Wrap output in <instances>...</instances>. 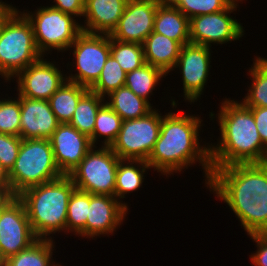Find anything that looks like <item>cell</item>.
Returning a JSON list of instances; mask_svg holds the SVG:
<instances>
[{"instance_id": "6da1fadb", "label": "cell", "mask_w": 267, "mask_h": 266, "mask_svg": "<svg viewBox=\"0 0 267 266\" xmlns=\"http://www.w3.org/2000/svg\"><path fill=\"white\" fill-rule=\"evenodd\" d=\"M207 188L231 208L247 234L267 233V165L212 168Z\"/></svg>"}, {"instance_id": "7a4b0ae2", "label": "cell", "mask_w": 267, "mask_h": 266, "mask_svg": "<svg viewBox=\"0 0 267 266\" xmlns=\"http://www.w3.org/2000/svg\"><path fill=\"white\" fill-rule=\"evenodd\" d=\"M201 122L199 116L183 113L163 115L158 140L146 161L150 167L163 175H171L199 160L205 173V184H208L212 173L210 147L200 145Z\"/></svg>"}, {"instance_id": "3957f363", "label": "cell", "mask_w": 267, "mask_h": 266, "mask_svg": "<svg viewBox=\"0 0 267 266\" xmlns=\"http://www.w3.org/2000/svg\"><path fill=\"white\" fill-rule=\"evenodd\" d=\"M220 138L210 145L212 168L232 164L265 163L267 147L262 143L252 111L241 101L222 102L218 113Z\"/></svg>"}, {"instance_id": "277c9868", "label": "cell", "mask_w": 267, "mask_h": 266, "mask_svg": "<svg viewBox=\"0 0 267 266\" xmlns=\"http://www.w3.org/2000/svg\"><path fill=\"white\" fill-rule=\"evenodd\" d=\"M69 175L30 187L17 197L24 203L31 228L39 239H52L50 234L66 232L68 201L75 189ZM50 236V237H47Z\"/></svg>"}, {"instance_id": "5b68a950", "label": "cell", "mask_w": 267, "mask_h": 266, "mask_svg": "<svg viewBox=\"0 0 267 266\" xmlns=\"http://www.w3.org/2000/svg\"><path fill=\"white\" fill-rule=\"evenodd\" d=\"M42 57L31 22L16 8L0 28V75L9 81Z\"/></svg>"}, {"instance_id": "8992f818", "label": "cell", "mask_w": 267, "mask_h": 266, "mask_svg": "<svg viewBox=\"0 0 267 266\" xmlns=\"http://www.w3.org/2000/svg\"><path fill=\"white\" fill-rule=\"evenodd\" d=\"M62 175L49 139H22L17 159L9 172L10 188L15 196Z\"/></svg>"}, {"instance_id": "52a82bcc", "label": "cell", "mask_w": 267, "mask_h": 266, "mask_svg": "<svg viewBox=\"0 0 267 266\" xmlns=\"http://www.w3.org/2000/svg\"><path fill=\"white\" fill-rule=\"evenodd\" d=\"M34 12L35 15L22 13L32 24L36 46L43 56L53 48L57 51L69 50L82 32L81 24L73 15L49 6L37 8Z\"/></svg>"}, {"instance_id": "ba28073f", "label": "cell", "mask_w": 267, "mask_h": 266, "mask_svg": "<svg viewBox=\"0 0 267 266\" xmlns=\"http://www.w3.org/2000/svg\"><path fill=\"white\" fill-rule=\"evenodd\" d=\"M94 146L69 174L76 189L95 195L114 196L118 163L121 160L110 148Z\"/></svg>"}, {"instance_id": "9c48e42d", "label": "cell", "mask_w": 267, "mask_h": 266, "mask_svg": "<svg viewBox=\"0 0 267 266\" xmlns=\"http://www.w3.org/2000/svg\"><path fill=\"white\" fill-rule=\"evenodd\" d=\"M162 116L157 110L138 119L124 120L110 148L120 159L147 161L158 140Z\"/></svg>"}, {"instance_id": "30bf717a", "label": "cell", "mask_w": 267, "mask_h": 266, "mask_svg": "<svg viewBox=\"0 0 267 266\" xmlns=\"http://www.w3.org/2000/svg\"><path fill=\"white\" fill-rule=\"evenodd\" d=\"M76 61L77 73L71 74L68 81L90 88L99 78L110 56V36L82 31L70 45Z\"/></svg>"}, {"instance_id": "8fae6325", "label": "cell", "mask_w": 267, "mask_h": 266, "mask_svg": "<svg viewBox=\"0 0 267 266\" xmlns=\"http://www.w3.org/2000/svg\"><path fill=\"white\" fill-rule=\"evenodd\" d=\"M237 6L231 2L222 11L189 19L190 43L211 47V43L224 44L243 37V26L230 16Z\"/></svg>"}, {"instance_id": "7c38bea8", "label": "cell", "mask_w": 267, "mask_h": 266, "mask_svg": "<svg viewBox=\"0 0 267 266\" xmlns=\"http://www.w3.org/2000/svg\"><path fill=\"white\" fill-rule=\"evenodd\" d=\"M37 239L25 205L16 196L0 215V262L28 248Z\"/></svg>"}, {"instance_id": "4fadbf2b", "label": "cell", "mask_w": 267, "mask_h": 266, "mask_svg": "<svg viewBox=\"0 0 267 266\" xmlns=\"http://www.w3.org/2000/svg\"><path fill=\"white\" fill-rule=\"evenodd\" d=\"M163 0H128L110 38L141 44L153 32L157 6Z\"/></svg>"}, {"instance_id": "5bb4252c", "label": "cell", "mask_w": 267, "mask_h": 266, "mask_svg": "<svg viewBox=\"0 0 267 266\" xmlns=\"http://www.w3.org/2000/svg\"><path fill=\"white\" fill-rule=\"evenodd\" d=\"M210 47L188 43L182 46L178 60L174 66L181 70L183 90L190 103L200 98L207 82L210 69Z\"/></svg>"}, {"instance_id": "9a60e30c", "label": "cell", "mask_w": 267, "mask_h": 266, "mask_svg": "<svg viewBox=\"0 0 267 266\" xmlns=\"http://www.w3.org/2000/svg\"><path fill=\"white\" fill-rule=\"evenodd\" d=\"M39 59L18 72V95L29 99L48 100L67 80L54 63Z\"/></svg>"}, {"instance_id": "2e32d148", "label": "cell", "mask_w": 267, "mask_h": 266, "mask_svg": "<svg viewBox=\"0 0 267 266\" xmlns=\"http://www.w3.org/2000/svg\"><path fill=\"white\" fill-rule=\"evenodd\" d=\"M49 140L55 162L63 175H69L93 147L90 138L69 123L59 124Z\"/></svg>"}, {"instance_id": "e0dca14e", "label": "cell", "mask_w": 267, "mask_h": 266, "mask_svg": "<svg viewBox=\"0 0 267 266\" xmlns=\"http://www.w3.org/2000/svg\"><path fill=\"white\" fill-rule=\"evenodd\" d=\"M128 206L115 196L90 194V206L86 222V238L112 234L121 225Z\"/></svg>"}, {"instance_id": "ac0fdd59", "label": "cell", "mask_w": 267, "mask_h": 266, "mask_svg": "<svg viewBox=\"0 0 267 266\" xmlns=\"http://www.w3.org/2000/svg\"><path fill=\"white\" fill-rule=\"evenodd\" d=\"M21 106L20 137L50 139L60 124L48 100L29 99L18 95Z\"/></svg>"}, {"instance_id": "d6986e66", "label": "cell", "mask_w": 267, "mask_h": 266, "mask_svg": "<svg viewBox=\"0 0 267 266\" xmlns=\"http://www.w3.org/2000/svg\"><path fill=\"white\" fill-rule=\"evenodd\" d=\"M128 0H85L82 31L110 35L123 15Z\"/></svg>"}, {"instance_id": "ffe728a7", "label": "cell", "mask_w": 267, "mask_h": 266, "mask_svg": "<svg viewBox=\"0 0 267 266\" xmlns=\"http://www.w3.org/2000/svg\"><path fill=\"white\" fill-rule=\"evenodd\" d=\"M145 63L160 68L165 74L174 70L182 45L162 34L151 32L142 43Z\"/></svg>"}, {"instance_id": "44dd1931", "label": "cell", "mask_w": 267, "mask_h": 266, "mask_svg": "<svg viewBox=\"0 0 267 266\" xmlns=\"http://www.w3.org/2000/svg\"><path fill=\"white\" fill-rule=\"evenodd\" d=\"M153 31L179 42L182 46L190 43L189 19L167 0L157 6Z\"/></svg>"}, {"instance_id": "7402d4cb", "label": "cell", "mask_w": 267, "mask_h": 266, "mask_svg": "<svg viewBox=\"0 0 267 266\" xmlns=\"http://www.w3.org/2000/svg\"><path fill=\"white\" fill-rule=\"evenodd\" d=\"M107 98H109V102L106 101L108 106L115 111L123 121L138 119L153 110V106H151L150 102L138 97L125 85L112 91Z\"/></svg>"}, {"instance_id": "603a6c76", "label": "cell", "mask_w": 267, "mask_h": 266, "mask_svg": "<svg viewBox=\"0 0 267 266\" xmlns=\"http://www.w3.org/2000/svg\"><path fill=\"white\" fill-rule=\"evenodd\" d=\"M89 88L66 80L62 86L48 99L50 108L58 122L70 123L79 99Z\"/></svg>"}, {"instance_id": "cb8c5ba5", "label": "cell", "mask_w": 267, "mask_h": 266, "mask_svg": "<svg viewBox=\"0 0 267 266\" xmlns=\"http://www.w3.org/2000/svg\"><path fill=\"white\" fill-rule=\"evenodd\" d=\"M150 168L145 160L121 159L118 163L115 179L114 196L116 199H119L120 202V199L125 198V194L139 189L144 182L146 169Z\"/></svg>"}, {"instance_id": "d4e9b609", "label": "cell", "mask_w": 267, "mask_h": 266, "mask_svg": "<svg viewBox=\"0 0 267 266\" xmlns=\"http://www.w3.org/2000/svg\"><path fill=\"white\" fill-rule=\"evenodd\" d=\"M53 244L52 239L38 238L28 248L9 257L3 263L5 266H61L51 262L52 251L55 247Z\"/></svg>"}, {"instance_id": "484cf974", "label": "cell", "mask_w": 267, "mask_h": 266, "mask_svg": "<svg viewBox=\"0 0 267 266\" xmlns=\"http://www.w3.org/2000/svg\"><path fill=\"white\" fill-rule=\"evenodd\" d=\"M104 100V97L99 96L97 93L91 90H88L79 99L69 124L74 126L80 133L90 137L94 131L98 110L104 104Z\"/></svg>"}, {"instance_id": "4316f807", "label": "cell", "mask_w": 267, "mask_h": 266, "mask_svg": "<svg viewBox=\"0 0 267 266\" xmlns=\"http://www.w3.org/2000/svg\"><path fill=\"white\" fill-rule=\"evenodd\" d=\"M166 74L160 69L150 64H143L140 68L126 73L125 86L133 91L138 97L148 100L149 95L155 89L160 79Z\"/></svg>"}, {"instance_id": "83f0119b", "label": "cell", "mask_w": 267, "mask_h": 266, "mask_svg": "<svg viewBox=\"0 0 267 266\" xmlns=\"http://www.w3.org/2000/svg\"><path fill=\"white\" fill-rule=\"evenodd\" d=\"M90 206V193L74 189L67 207L66 231L86 237V222Z\"/></svg>"}, {"instance_id": "f1b7e54d", "label": "cell", "mask_w": 267, "mask_h": 266, "mask_svg": "<svg viewBox=\"0 0 267 266\" xmlns=\"http://www.w3.org/2000/svg\"><path fill=\"white\" fill-rule=\"evenodd\" d=\"M122 122L121 117L104 102L98 110L93 134L89 137L91 144L96 148L97 139L103 136V146H111L118 136Z\"/></svg>"}, {"instance_id": "f546056e", "label": "cell", "mask_w": 267, "mask_h": 266, "mask_svg": "<svg viewBox=\"0 0 267 266\" xmlns=\"http://www.w3.org/2000/svg\"><path fill=\"white\" fill-rule=\"evenodd\" d=\"M249 69L252 84L241 102L246 107H267V59L256 57Z\"/></svg>"}, {"instance_id": "4dcf8cb0", "label": "cell", "mask_w": 267, "mask_h": 266, "mask_svg": "<svg viewBox=\"0 0 267 266\" xmlns=\"http://www.w3.org/2000/svg\"><path fill=\"white\" fill-rule=\"evenodd\" d=\"M110 55L126 73L145 64L143 46L138 43L121 42L110 38Z\"/></svg>"}, {"instance_id": "1f68e13d", "label": "cell", "mask_w": 267, "mask_h": 266, "mask_svg": "<svg viewBox=\"0 0 267 266\" xmlns=\"http://www.w3.org/2000/svg\"><path fill=\"white\" fill-rule=\"evenodd\" d=\"M126 72L120 67L117 60L111 55L107 59L98 80L89 88L105 98L112 91L125 85Z\"/></svg>"}, {"instance_id": "d6a6232c", "label": "cell", "mask_w": 267, "mask_h": 266, "mask_svg": "<svg viewBox=\"0 0 267 266\" xmlns=\"http://www.w3.org/2000/svg\"><path fill=\"white\" fill-rule=\"evenodd\" d=\"M174 8H178L188 19L204 14H212L224 10L231 0H167Z\"/></svg>"}, {"instance_id": "836d02e7", "label": "cell", "mask_w": 267, "mask_h": 266, "mask_svg": "<svg viewBox=\"0 0 267 266\" xmlns=\"http://www.w3.org/2000/svg\"><path fill=\"white\" fill-rule=\"evenodd\" d=\"M20 99H0V133L20 137Z\"/></svg>"}, {"instance_id": "e575fe53", "label": "cell", "mask_w": 267, "mask_h": 266, "mask_svg": "<svg viewBox=\"0 0 267 266\" xmlns=\"http://www.w3.org/2000/svg\"><path fill=\"white\" fill-rule=\"evenodd\" d=\"M22 138L0 133V163L9 173L17 159Z\"/></svg>"}, {"instance_id": "d590c367", "label": "cell", "mask_w": 267, "mask_h": 266, "mask_svg": "<svg viewBox=\"0 0 267 266\" xmlns=\"http://www.w3.org/2000/svg\"><path fill=\"white\" fill-rule=\"evenodd\" d=\"M258 246L256 253L251 254V262L254 266H267V233L249 234Z\"/></svg>"}, {"instance_id": "8d00e7d4", "label": "cell", "mask_w": 267, "mask_h": 266, "mask_svg": "<svg viewBox=\"0 0 267 266\" xmlns=\"http://www.w3.org/2000/svg\"><path fill=\"white\" fill-rule=\"evenodd\" d=\"M53 7L63 13L73 15L74 17L83 16L85 10V0H54Z\"/></svg>"}, {"instance_id": "74e56055", "label": "cell", "mask_w": 267, "mask_h": 266, "mask_svg": "<svg viewBox=\"0 0 267 266\" xmlns=\"http://www.w3.org/2000/svg\"><path fill=\"white\" fill-rule=\"evenodd\" d=\"M254 116L262 143L267 147V107H248Z\"/></svg>"}, {"instance_id": "f35d334b", "label": "cell", "mask_w": 267, "mask_h": 266, "mask_svg": "<svg viewBox=\"0 0 267 266\" xmlns=\"http://www.w3.org/2000/svg\"><path fill=\"white\" fill-rule=\"evenodd\" d=\"M16 196L11 190H0V215L4 208L15 198Z\"/></svg>"}, {"instance_id": "ab89813d", "label": "cell", "mask_w": 267, "mask_h": 266, "mask_svg": "<svg viewBox=\"0 0 267 266\" xmlns=\"http://www.w3.org/2000/svg\"><path fill=\"white\" fill-rule=\"evenodd\" d=\"M15 9L16 8L12 5H8L7 3L0 1V28L3 22Z\"/></svg>"}, {"instance_id": "60d3db41", "label": "cell", "mask_w": 267, "mask_h": 266, "mask_svg": "<svg viewBox=\"0 0 267 266\" xmlns=\"http://www.w3.org/2000/svg\"><path fill=\"white\" fill-rule=\"evenodd\" d=\"M0 190H11L9 173L0 163Z\"/></svg>"}, {"instance_id": "b9f144b4", "label": "cell", "mask_w": 267, "mask_h": 266, "mask_svg": "<svg viewBox=\"0 0 267 266\" xmlns=\"http://www.w3.org/2000/svg\"><path fill=\"white\" fill-rule=\"evenodd\" d=\"M231 1H232V2H235V3H236V2H239V0H231ZM241 1H242V0H240V2H241Z\"/></svg>"}, {"instance_id": "7bdbcfd3", "label": "cell", "mask_w": 267, "mask_h": 266, "mask_svg": "<svg viewBox=\"0 0 267 266\" xmlns=\"http://www.w3.org/2000/svg\"><path fill=\"white\" fill-rule=\"evenodd\" d=\"M0 266H5V264L3 262H0Z\"/></svg>"}]
</instances>
